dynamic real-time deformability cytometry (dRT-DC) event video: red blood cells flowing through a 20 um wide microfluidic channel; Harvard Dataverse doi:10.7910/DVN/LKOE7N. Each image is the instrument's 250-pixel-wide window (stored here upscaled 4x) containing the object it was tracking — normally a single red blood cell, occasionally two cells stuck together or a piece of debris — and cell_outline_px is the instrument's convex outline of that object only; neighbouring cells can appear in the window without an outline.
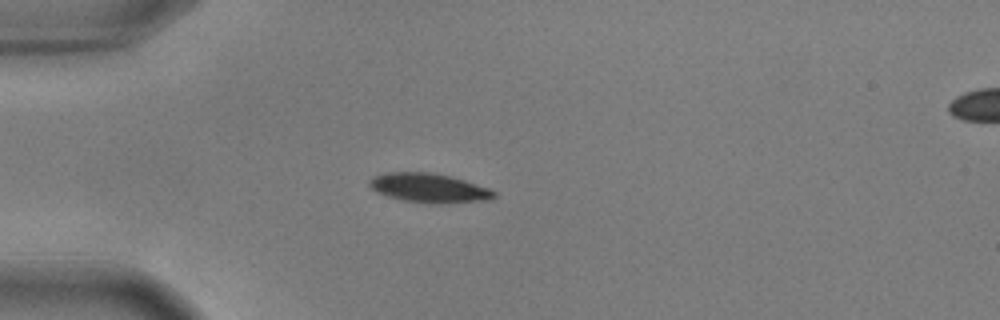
{"species": "common noctule bat (a hibernating species)", "species_latin": "Nyctalus noctula", "temperature_condition": "warm", "stored_images_in_passage": 7, "camera_frame_rate_fps": 3000, "um_per_image_px": 0.085, "animal": {"sex": "male", "body_mass_g": 17.9, "forearm_length_mm": 54.2}, "frame": {"image": 1, "passage_image": 1, "time_ms": 0.0, "image_size_px": [1000, 320], "cell_outline_px": [[496, 196], [492, 200], [404, 200], [388, 196], [376, 192], [368, 184], [368, 180], [376, 176], [388, 172], [428, 172], [448, 176], [464, 180], [488, 188], [496, 192]], "centroid_in_image_um": [36.4, 15.91], "position_along_channel_um": 48.6, "area_um2": 19.77}}